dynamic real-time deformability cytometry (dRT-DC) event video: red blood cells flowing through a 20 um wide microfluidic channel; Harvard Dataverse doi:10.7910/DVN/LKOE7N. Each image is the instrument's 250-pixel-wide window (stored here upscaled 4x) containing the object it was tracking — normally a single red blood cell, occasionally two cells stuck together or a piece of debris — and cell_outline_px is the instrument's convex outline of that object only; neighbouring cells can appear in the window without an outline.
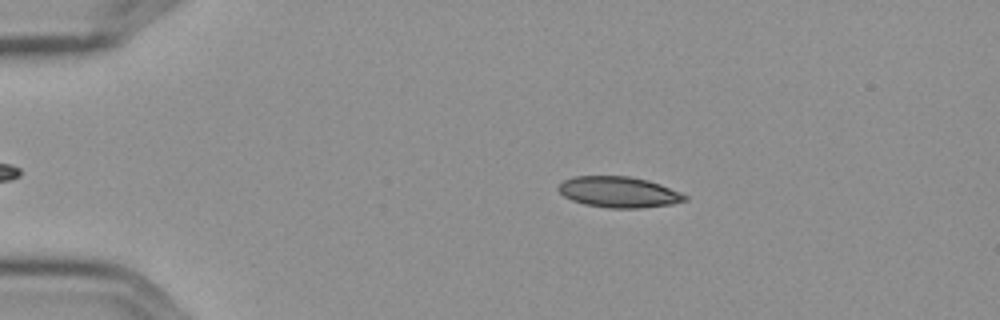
{"species": "Egyptian fruit bat (a non-hibernating species)", "species_latin": "Rousettus aegyptiacus", "temperature_condition": "cold", "stored_images_in_passage": 5, "camera_frame_rate_fps": 3000, "um_per_image_px": 0.085, "frame": {"image": 1, "passage_image": 2, "time_ms": 0.333, "image_size_px": [1000, 320], "cell_outline_px": [[688, 200], [672, 204], [640, 208], [608, 208], [584, 204], [572, 200], [564, 196], [556, 188], [564, 180], [572, 176], [628, 176], [648, 180], [660, 184], [680, 192], [688, 196]], "centroid_in_image_um": [52.6, 16.32], "position_along_channel_um": 32.4, "area_um2": 22.83}}
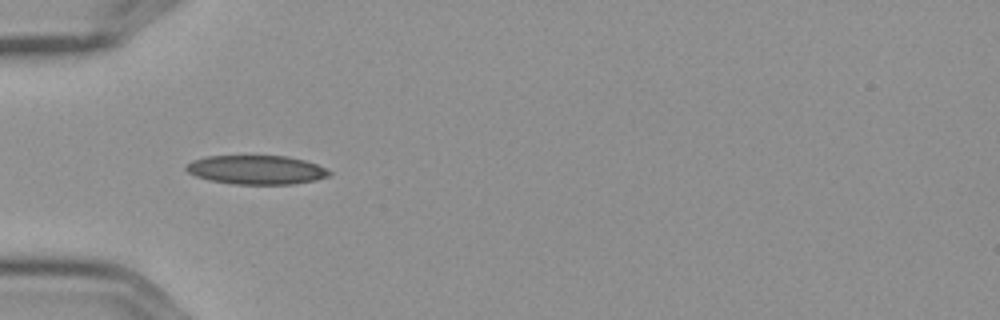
{"frame": {"image": 2, "passage_image": 4, "time_ms": 1.0, "image_size_px": [1000, 320], "cell_outline_px": [[332, 172], [328, 176], [316, 180], [292, 184], [236, 184], [208, 180], [196, 176], [188, 172], [184, 168], [188, 164], [196, 160], [208, 156], [288, 156], [304, 160], [316, 164]], "centroid_in_image_um": [21.81, 14.44], "position_along_channel_um": 63.2, "area_um2": 23.93}}
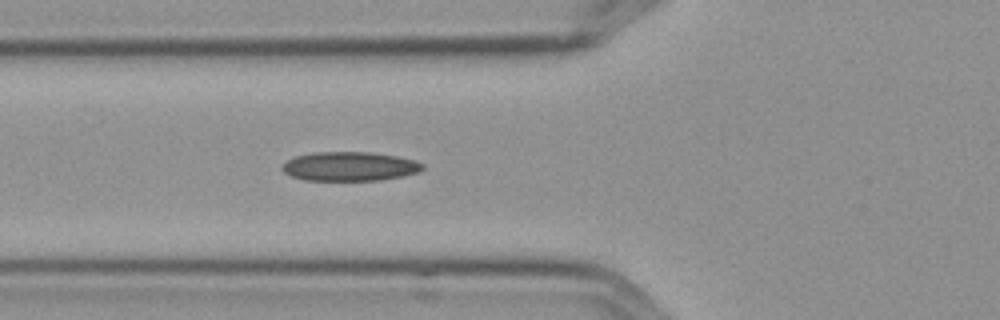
{"frame": {"image": 3, "passage_image": 5, "time_ms": 1.333, "image_size_px": [1000, 320], "cell_outline_px": [[424, 168], [420, 172], [404, 176], [380, 180], [304, 180], [292, 176], [284, 172], [280, 168], [288, 160], [296, 156], [312, 152], [368, 152], [396, 156], [416, 160], [424, 164]], "centroid_in_image_um": [29.75, 14.14], "position_along_channel_um": 96.0, "area_um2": 23.87}}